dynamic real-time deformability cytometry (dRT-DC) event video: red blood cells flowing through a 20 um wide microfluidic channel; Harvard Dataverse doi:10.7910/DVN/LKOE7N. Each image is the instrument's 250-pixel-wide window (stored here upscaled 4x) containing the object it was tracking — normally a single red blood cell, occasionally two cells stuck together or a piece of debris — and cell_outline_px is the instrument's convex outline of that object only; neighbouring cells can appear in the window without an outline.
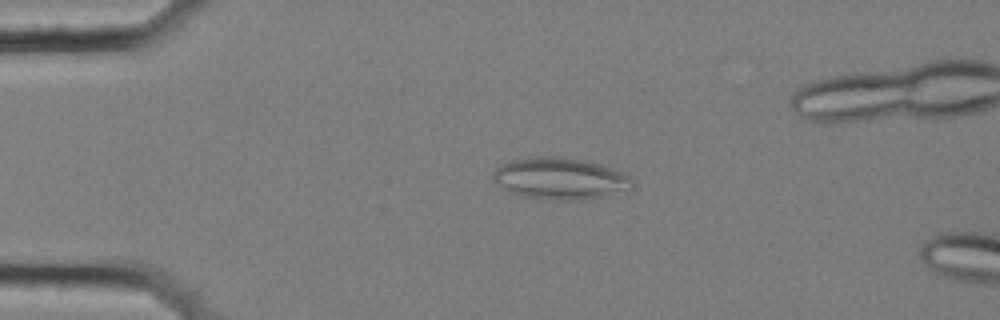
{"species": "common noctule bat (a hibernating species)", "species_latin": "Nyctalus noctula", "temperature_condition": "cold", "stored_images_in_passage": 4, "camera_frame_rate_fps": 3000, "um_per_image_px": 0.085, "animal": {"sex": "female", "body_mass_g": 25.1}, "frame": {"image": 1, "passage_image": 3, "time_ms": 0.667, "image_size_px": [1000, 320], "cell_outline_px": [[632, 184], [604, 196], [568, 200], [548, 200], [520, 196], [508, 192], [492, 180], [492, 172], [500, 164], [512, 160], [536, 156], [556, 156], [580, 160], [600, 164], [612, 168], [632, 176]], "centroid_in_image_um": [47.49, 15.16], "position_along_channel_um": 37.5, "area_um2": 33.47}}